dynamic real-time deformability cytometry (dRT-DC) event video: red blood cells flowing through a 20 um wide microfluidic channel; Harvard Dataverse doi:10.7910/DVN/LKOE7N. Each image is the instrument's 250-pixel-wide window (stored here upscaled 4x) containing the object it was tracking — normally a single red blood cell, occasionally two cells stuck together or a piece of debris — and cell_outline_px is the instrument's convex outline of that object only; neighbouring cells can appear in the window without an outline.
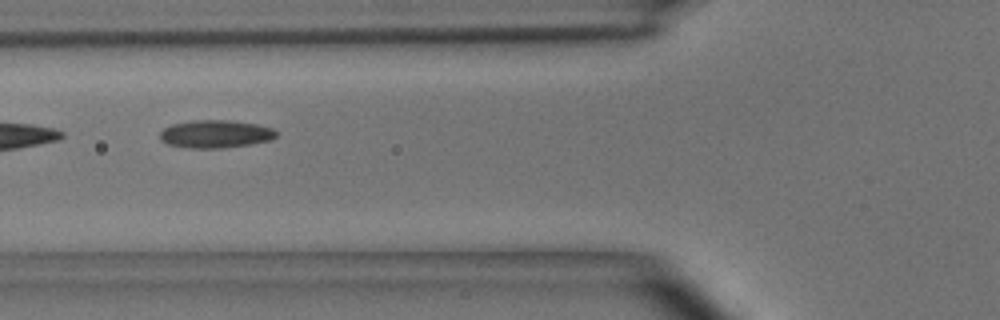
{"species": "common noctule bat (a hibernating species)", "species_latin": "Nyctalus noctula", "temperature_condition": "room temperature", "stored_images_in_passage": 6, "camera_frame_rate_fps": 3000, "um_per_image_px": 0.085, "animal": {"sex": "male", "body_mass_g": 15.6}, "frame": {"image": 1, "passage_image": 4, "time_ms": 1.0, "image_size_px": [1000, 320], "cell_outline_px": [[280, 132], [272, 140], [252, 144], [224, 148], [192, 148], [168, 144], [160, 140], [160, 132], [164, 128], [172, 124], [192, 120], [228, 120], [256, 124], [272, 128]], "centroid_in_image_um": [18.35, 11.39], "position_along_channel_um": 107.5, "area_um2": 19.02}}